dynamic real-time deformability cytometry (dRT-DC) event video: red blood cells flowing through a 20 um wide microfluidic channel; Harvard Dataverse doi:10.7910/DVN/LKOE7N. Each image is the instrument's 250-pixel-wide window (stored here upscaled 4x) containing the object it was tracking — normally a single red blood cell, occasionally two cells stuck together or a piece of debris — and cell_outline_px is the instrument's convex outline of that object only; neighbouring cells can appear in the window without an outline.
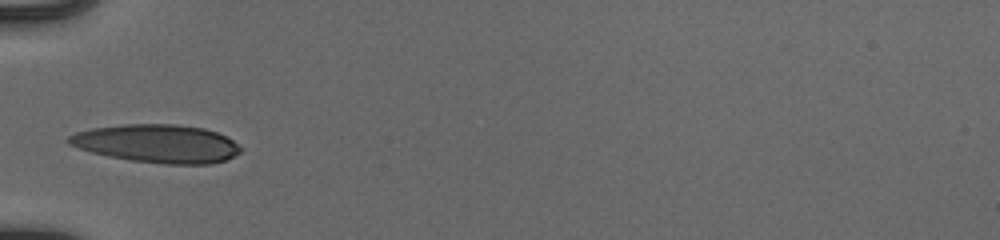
{"species": "human", "species_latin": "Homo sapiens", "temperature_condition": "cold", "stored_images_in_passage": 35, "camera_frame_rate_fps": 3000, "um_per_image_px": 0.085, "donor": {"sex": "male"}, "frame": {"image": 1, "passage_image": 1, "time_ms": 0.0, "image_size_px": [1000, 240], "cell_outline_px": [[244, 148], [240, 152], [228, 160], [212, 164], [164, 164], [132, 160], [108, 156], [92, 152], [68, 144], [64, 140], [68, 136], [76, 132], [92, 128], [124, 124], [176, 124], [204, 128], [216, 132], [232, 140]], "centroid_in_image_um": [13.37, 12.21], "position_along_channel_um": 71.6, "area_um2": 38.44}}
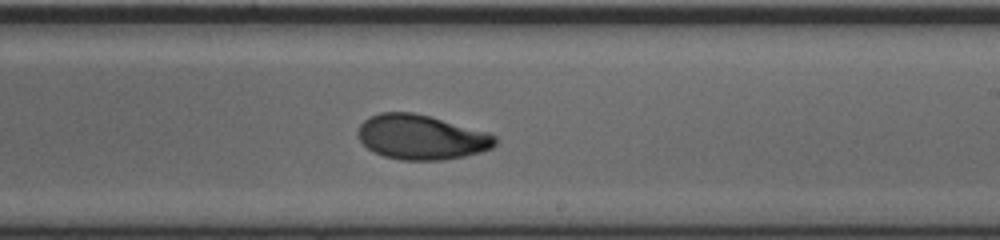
{"frame": {"image": 2, "passage_image": 15, "time_ms": 4.667, "image_size_px": [1000, 240], "cell_outline_px": [[496, 144], [492, 148], [480, 152], [464, 156], [444, 160], [400, 160], [384, 156], [372, 152], [360, 140], [356, 132], [360, 124], [364, 120], [380, 112], [412, 112], [428, 116], [488, 132], [496, 136]], "centroid_in_image_um": [35.79, 11.67], "position_along_channel_um": 253.2, "area_um2": 35.72}}
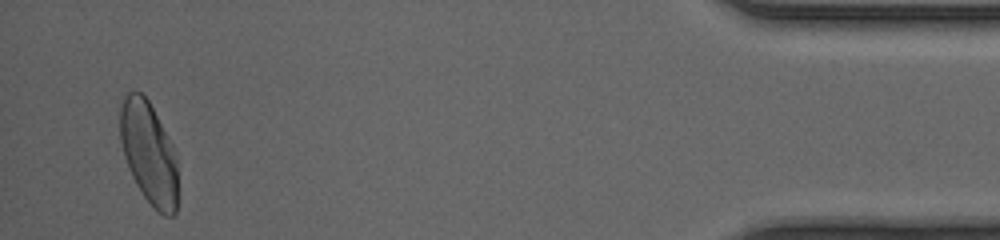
{"frame": {"image": 3, "passage_image": 33, "time_ms": 10.667, "image_size_px": [1000, 240], "cell_outline_px": [[176, 212], [172, 216], [164, 216], [144, 196], [136, 184], [132, 176], [124, 156], [120, 140], [120, 108], [124, 96], [128, 92], [140, 92], [148, 100], [172, 144], [176, 156]], "centroid_in_image_um": [12.63, 12.98], "position_along_channel_um": 422.6, "area_um2": 33.81}, "authors_computed_cell_mechanics": {"area_um2": 35.6626, "velocity_mm_per_s": 3.9419, "shape_relaxation_time_tau1_ms": 4.7677, "shape_relaxation_time_tau2_ms": 2.2819, "deformation_change_tau1": 0.1945, "deformation_change_tau2": 0.0501}}